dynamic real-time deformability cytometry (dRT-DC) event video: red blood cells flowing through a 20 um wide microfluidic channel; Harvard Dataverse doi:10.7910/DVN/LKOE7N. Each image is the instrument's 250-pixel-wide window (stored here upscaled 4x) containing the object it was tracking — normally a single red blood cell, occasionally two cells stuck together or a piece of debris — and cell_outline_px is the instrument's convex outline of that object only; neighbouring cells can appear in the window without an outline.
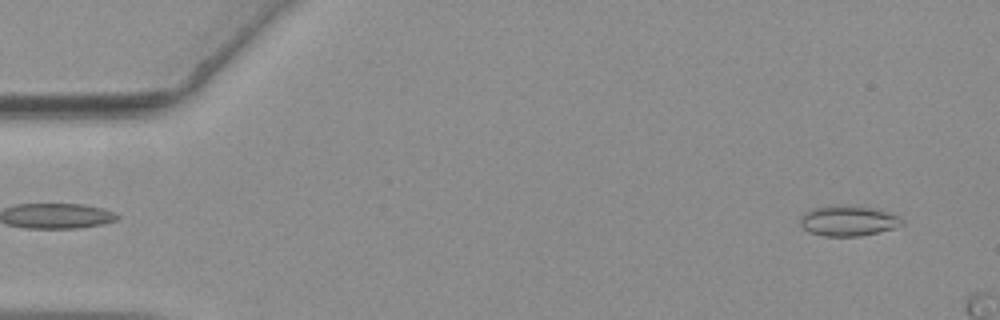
{"species": "common noctule bat (a hibernating species)", "species_latin": "Nyctalus noctula", "temperature_condition": "warm", "stored_images_in_passage": 6, "camera_frame_rate_fps": 3000, "um_per_image_px": 0.085, "animal": {"sex": "female", "body_mass_g": 19.3, "forearm_length_mm": 54.1}, "frame": {"image": 1, "passage_image": 1, "time_ms": 0.0, "image_size_px": [1000, 320], "cell_outline_px": [[904, 224], [892, 228], [876, 232], [856, 236], [824, 236], [812, 232], [804, 228], [800, 224], [800, 220], [804, 212], [828, 204], [840, 204], [868, 208], [884, 212], [896, 216], [904, 220]], "centroid_in_image_um": [72.04, 18.76], "position_along_channel_um": 13.0, "area_um2": 17.57}}